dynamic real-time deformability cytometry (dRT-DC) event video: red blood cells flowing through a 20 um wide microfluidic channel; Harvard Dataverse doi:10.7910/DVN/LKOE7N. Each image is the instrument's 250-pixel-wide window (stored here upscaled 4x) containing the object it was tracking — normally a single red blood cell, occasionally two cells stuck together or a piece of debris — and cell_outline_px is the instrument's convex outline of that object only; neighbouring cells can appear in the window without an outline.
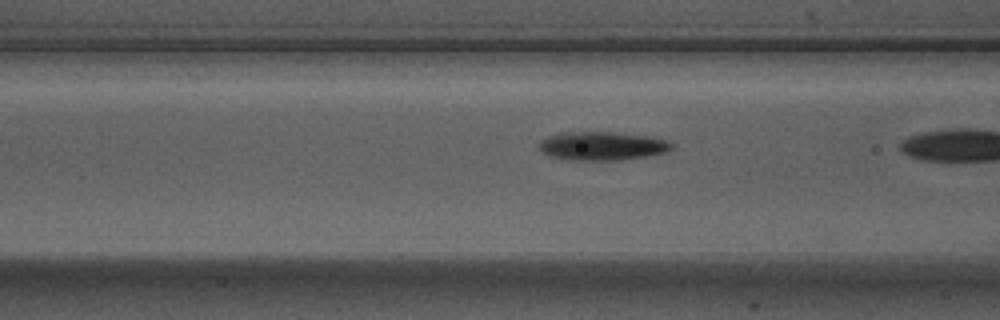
{"species": "Egyptian fruit bat (a non-hibernating species)", "species_latin": "Rousettus aegyptiacus", "temperature_condition": "warm", "stored_images_in_passage": 19, "camera_frame_rate_fps": 3000, "um_per_image_px": 0.085, "animal": {"sex": "male"}, "frame": {"image": 1, "passage_image": 17, "time_ms": 5.333, "image_size_px": [1000, 320], "cell_outline_px": [[672, 148], [668, 152], [620, 160], [568, 160], [552, 156], [544, 152], [540, 148], [540, 140], [548, 136], [564, 132], [612, 132], [644, 136], [664, 140], [672, 144]], "centroid_in_image_um": [51.16, 12.41], "position_along_channel_um": 115.4, "area_um2": 21.68}}